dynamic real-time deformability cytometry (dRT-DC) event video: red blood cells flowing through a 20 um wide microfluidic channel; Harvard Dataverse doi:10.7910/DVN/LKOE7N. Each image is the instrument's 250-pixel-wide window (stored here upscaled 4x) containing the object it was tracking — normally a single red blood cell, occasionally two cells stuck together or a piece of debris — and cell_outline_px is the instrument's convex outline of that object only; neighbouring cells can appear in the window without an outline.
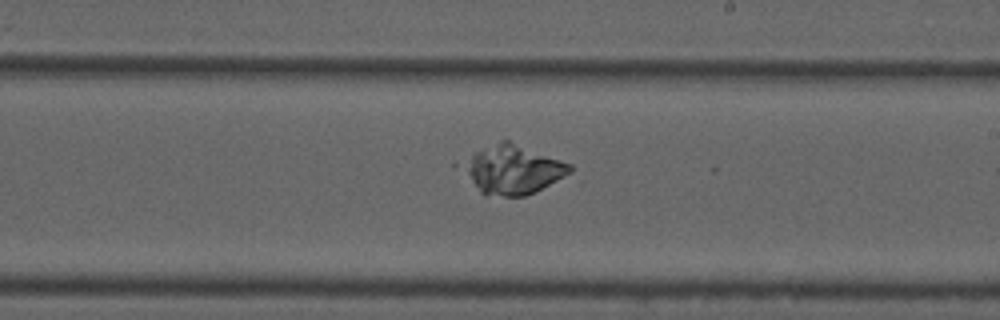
{"species": "common noctule bat (a hibernating species)", "species_latin": "Nyctalus noctula", "temperature_condition": "cold", "stored_images_in_passage": 52, "camera_frame_rate_fps": 3000, "um_per_image_px": 0.085, "animal": {"sex": "male", "forearm_length_mm": 52.5}, "frame": {"image": 1, "passage_image": 29, "time_ms": 9.333, "image_size_px": [1000, 320], "cell_outline_px": [[572, 176], [536, 192], [524, 196], [484, 196], [452, 164], [500, 140], [508, 140], [572, 164]], "centroid_in_image_um": [43.53, 14.44], "position_along_channel_um": 245.5, "area_um2": 31.85}}
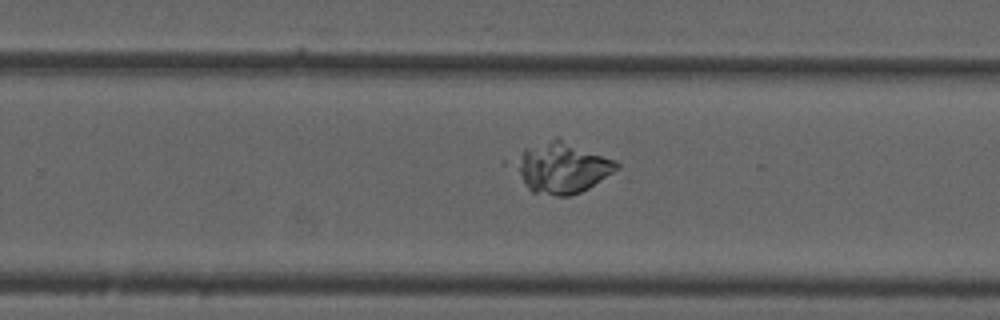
{"frame": {"image": 2, "passage_image": 32, "time_ms": 10.333, "image_size_px": [1000, 320], "cell_outline_px": [[620, 172], [572, 196], [556, 196], [532, 192], [528, 188], [512, 164], [512, 160], [524, 148], [556, 136], [616, 160], [620, 164]], "centroid_in_image_um": [47.81, 14.24], "position_along_channel_um": 282.0, "area_um2": 30.92}}
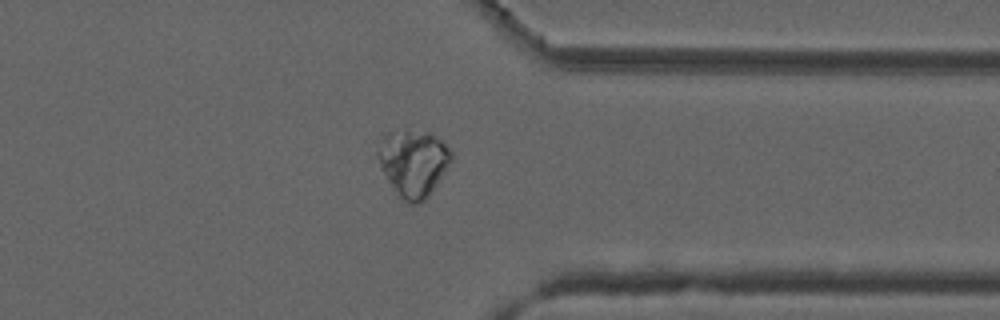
{"frame": {"image": 3, "passage_image": 40, "time_ms": 13.0, "image_size_px": [1000, 320], "cell_outline_px": [[452, 160], [428, 196], [420, 204], [408, 204], [400, 196], [388, 180], [376, 156], [376, 152], [384, 136], [388, 132], [404, 128], [428, 132], [452, 148]], "centroid_in_image_um": [35.13, 13.81], "position_along_channel_um": 376.3, "area_um2": 28.5}}